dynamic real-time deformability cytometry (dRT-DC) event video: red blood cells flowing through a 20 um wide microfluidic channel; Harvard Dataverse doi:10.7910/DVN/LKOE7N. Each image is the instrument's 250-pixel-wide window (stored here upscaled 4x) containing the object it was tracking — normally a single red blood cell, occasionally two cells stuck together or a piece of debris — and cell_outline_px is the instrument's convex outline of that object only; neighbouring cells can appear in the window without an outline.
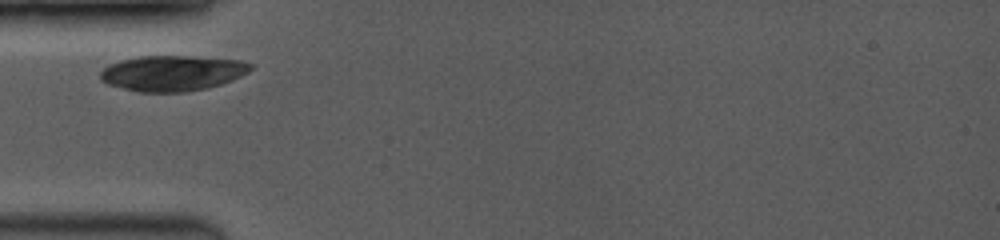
{"species": "common noctule bat (a hibernating species)", "species_latin": "Nyctalus noctula", "temperature_condition": "room temperature", "stored_images_in_passage": 4, "camera_frame_rate_fps": 3500, "um_per_image_px": 0.085, "animal": {"sex": "female", "body_mass_g": 19.0, "forearm_length_mm": 53.3}, "frame": {"image": 1, "passage_image": 1, "time_ms": 0.0, "image_size_px": [1000, 240], "cell_outline_px": [[252, 68], [248, 72], [232, 80], [208, 88], [184, 92], [140, 92], [108, 84], [100, 80], [100, 72], [108, 64], [120, 60], [140, 56], [192, 56], [240, 60], [252, 64]], "centroid_in_image_um": [14.64, 6.21], "position_along_channel_um": 70.4, "area_um2": 31.1}}
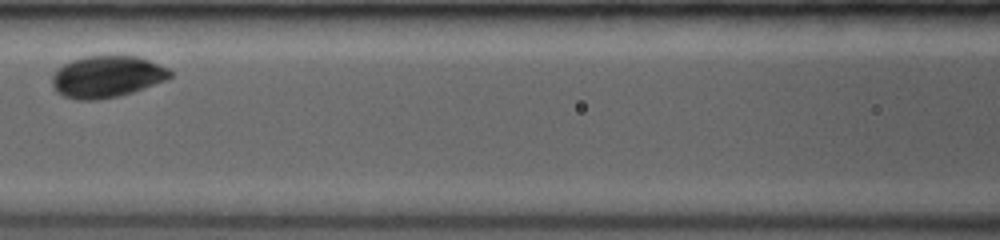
{"frame": {"image": 2, "passage_image": 3, "time_ms": 2.286, "image_size_px": [1000, 240], "cell_outline_px": [[172, 76], [164, 80], [144, 88], [120, 96], [100, 100], [76, 100], [64, 96], [56, 92], [52, 84], [52, 76], [56, 68], [72, 60], [84, 56], [140, 56], [168, 68], [172, 72]], "centroid_in_image_um": [9.06, 6.52], "position_along_channel_um": 157.5, "area_um2": 28.84}}
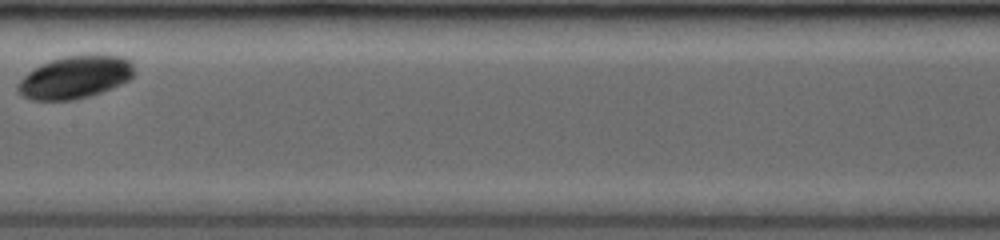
{"frame": {"image": 3, "passage_image": 4, "time_ms": 3.429, "image_size_px": [1000, 240], "cell_outline_px": [[132, 76], [128, 80], [112, 88], [88, 96], [72, 100], [32, 100], [16, 92], [16, 84], [28, 72], [40, 64], [64, 56], [88, 52], [124, 56], [132, 60]], "centroid_in_image_um": [6.38, 6.52], "position_along_channel_um": 201.0, "area_um2": 29.42}}